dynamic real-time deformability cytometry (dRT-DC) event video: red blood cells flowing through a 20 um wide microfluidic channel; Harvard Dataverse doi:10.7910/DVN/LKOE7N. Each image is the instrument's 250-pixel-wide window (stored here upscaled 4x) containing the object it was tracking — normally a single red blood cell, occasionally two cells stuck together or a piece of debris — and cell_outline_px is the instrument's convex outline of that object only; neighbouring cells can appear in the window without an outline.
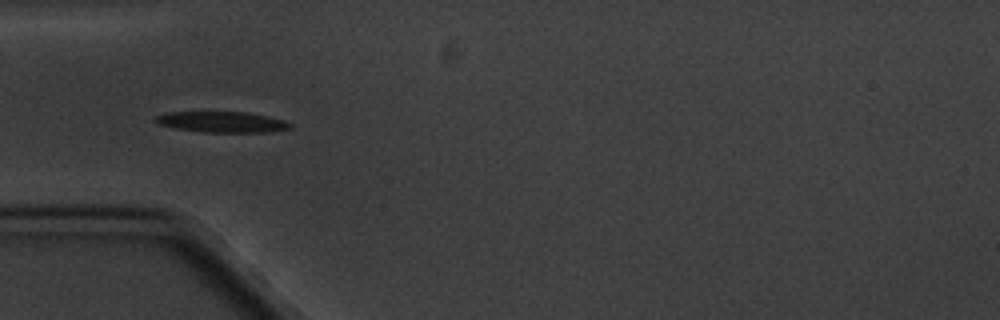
{"species": "common noctule bat (a hibernating species)", "species_latin": "Nyctalus noctula", "temperature_condition": "cold", "stored_images_in_passage": 2, "camera_frame_rate_fps": 3000, "um_per_image_px": 0.085, "animal": {"sex": "male", "body_mass_g": 20.1, "forearm_length_mm": 53.5}, "frame": {"image": 1, "passage_image": 1, "time_ms": 0.0, "image_size_px": [1000, 320], "cell_outline_px": [[292, 128], [272, 132], [204, 132], [172, 128], [156, 124], [152, 120], [156, 116], [168, 112], [248, 112], [268, 116], [284, 120], [292, 124]], "centroid_in_image_um": [18.85, 10.37], "position_along_channel_um": 66.2, "area_um2": 16.59}}